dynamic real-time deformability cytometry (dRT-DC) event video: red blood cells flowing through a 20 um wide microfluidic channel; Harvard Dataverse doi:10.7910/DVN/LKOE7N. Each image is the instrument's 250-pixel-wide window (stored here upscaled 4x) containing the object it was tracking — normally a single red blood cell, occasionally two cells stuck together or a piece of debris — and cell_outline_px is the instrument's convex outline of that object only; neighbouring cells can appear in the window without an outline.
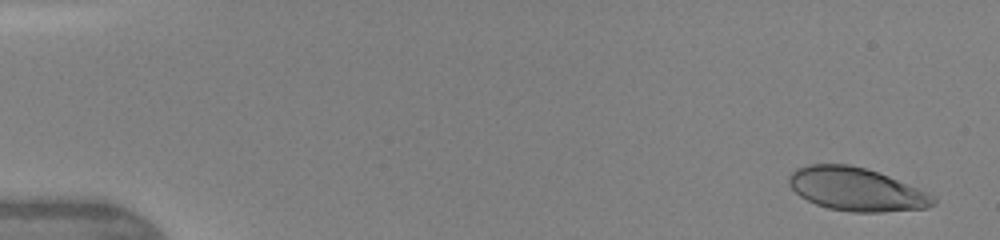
{"species": "human", "species_latin": "Homo sapiens", "temperature_condition": "warm", "stored_images_in_passage": 6, "camera_frame_rate_fps": 3000, "um_per_image_px": 0.085, "donor": {"sex": "female"}, "frame": {"image": 1, "passage_image": 1, "time_ms": 0.0, "image_size_px": [1000, 240], "cell_outline_px": [[936, 204], [928, 208], [884, 212], [852, 212], [828, 208], [816, 204], [800, 196], [788, 184], [788, 176], [796, 168], [808, 164], [848, 164], [864, 168], [888, 176], [928, 192], [936, 196]], "centroid_in_image_um": [72.8, 16.1], "position_along_channel_um": 12.2, "area_um2": 36.41}}
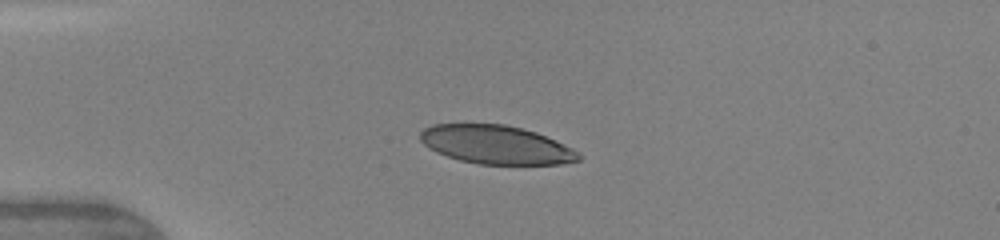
{"frame": {"image": 2, "passage_image": 5, "time_ms": 3.333, "image_size_px": [1000, 240], "cell_outline_px": [[580, 160], [560, 164], [480, 164], [460, 160], [436, 152], [428, 148], [420, 140], [420, 132], [424, 128], [432, 124], [504, 124], [536, 132], [572, 148], [580, 152]], "centroid_in_image_um": [42.15, 12.3], "position_along_channel_um": 42.9, "area_um2": 35.43}}